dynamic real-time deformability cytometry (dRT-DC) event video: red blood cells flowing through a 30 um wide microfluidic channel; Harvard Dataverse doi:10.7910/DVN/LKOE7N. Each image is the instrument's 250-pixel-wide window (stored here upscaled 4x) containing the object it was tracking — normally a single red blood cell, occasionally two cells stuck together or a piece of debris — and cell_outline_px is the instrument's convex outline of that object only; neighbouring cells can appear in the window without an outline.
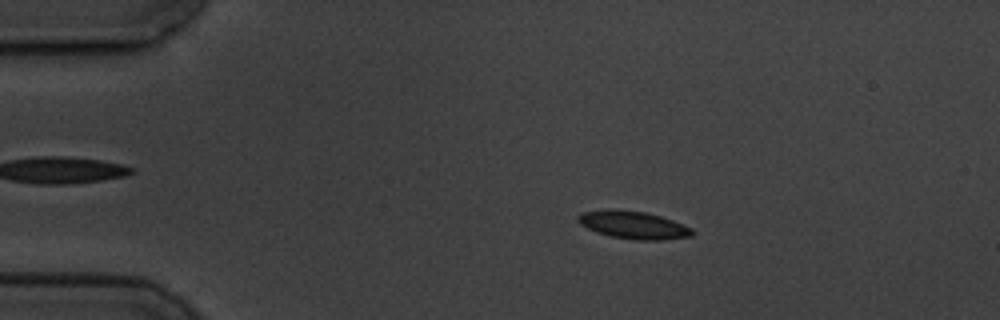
{"species": "common noctule bat (a hibernating species)", "species_latin": "Nyctalus noctula", "temperature_condition": "cold", "stored_images_in_passage": 5, "camera_frame_rate_fps": 3000, "um_per_image_px": 0.085, "animal": {"sex": "male", "body_mass_g": 19.5, "forearm_length_mm": 54.6}, "frame": {"image": 1, "passage_image": 2, "time_ms": 1.333, "image_size_px": [1000, 320], "cell_outline_px": [[696, 232], [692, 236], [664, 240], [632, 240], [612, 236], [596, 232], [580, 224], [576, 220], [576, 216], [584, 212], [608, 208], [612, 208], [644, 212], [660, 216], [672, 220], [692, 228]], "centroid_in_image_um": [53.83, 19.12], "position_along_channel_um": 31.2, "area_um2": 18.61}}
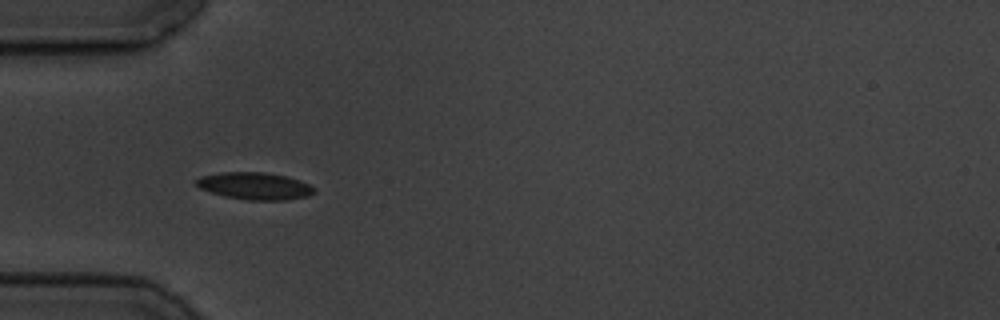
{"frame": {"image": 2, "passage_image": 4, "time_ms": 3.667, "image_size_px": [1000, 320], "cell_outline_px": [[316, 192], [308, 196], [284, 200], [248, 200], [224, 196], [200, 188], [196, 184], [196, 180], [200, 176], [220, 172], [264, 172], [288, 176], [300, 180], [316, 188]], "centroid_in_image_um": [21.68, 15.8], "position_along_channel_um": 63.3, "area_um2": 18.73}}
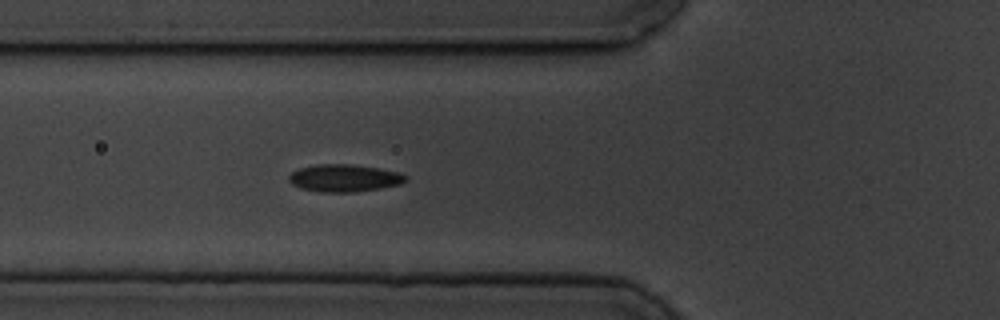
{"frame": {"image": 3, "passage_image": 5, "time_ms": 4.667, "image_size_px": [1000, 320], "cell_outline_px": [[408, 180], [400, 184], [380, 188], [356, 192], [320, 192], [300, 188], [292, 184], [288, 180], [288, 176], [292, 172], [300, 168], [316, 164], [352, 164], [380, 168], [400, 172], [408, 176]], "centroid_in_image_um": [29.28, 15.13], "position_along_channel_um": 96.5, "area_um2": 18.84}}